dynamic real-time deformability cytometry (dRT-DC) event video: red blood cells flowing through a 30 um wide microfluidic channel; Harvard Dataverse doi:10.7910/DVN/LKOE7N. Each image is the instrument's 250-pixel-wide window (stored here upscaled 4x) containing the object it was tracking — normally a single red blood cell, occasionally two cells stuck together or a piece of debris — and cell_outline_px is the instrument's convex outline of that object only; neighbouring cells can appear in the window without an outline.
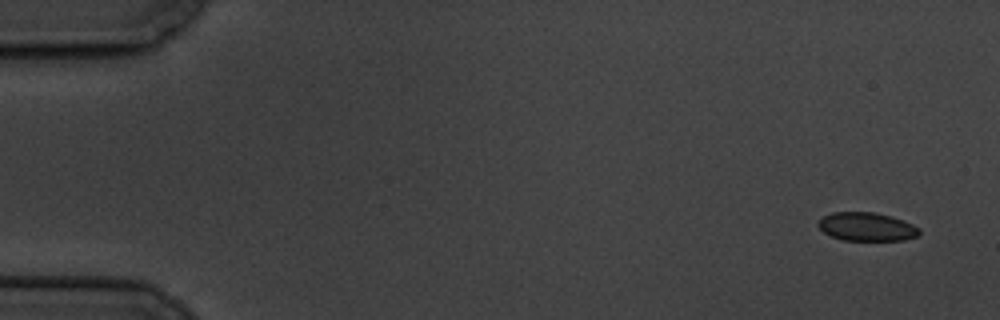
{"species": "common noctule bat (a hibernating species)", "species_latin": "Nyctalus noctula", "temperature_condition": "cold", "stored_images_in_passage": 6, "camera_frame_rate_fps": 3000, "um_per_image_px": 0.085, "animal": {"sex": "male", "body_mass_g": 19.5, "forearm_length_mm": 54.6}, "frame": {"image": 1, "passage_image": 1, "time_ms": 0.0, "image_size_px": [1000, 320], "cell_outline_px": [[920, 232], [916, 236], [904, 240], [844, 240], [832, 236], [824, 232], [816, 224], [824, 216], [832, 212], [876, 212], [892, 216], [904, 220], [920, 228]], "centroid_in_image_um": [73.69, 19.26], "position_along_channel_um": 11.3, "area_um2": 16.76}}
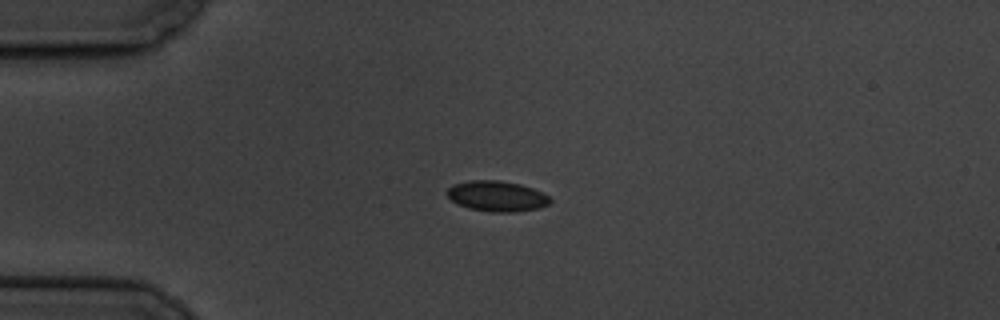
{"frame": {"image": 2, "passage_image": 4, "time_ms": 4.0, "image_size_px": [1000, 320], "cell_outline_px": [[552, 200], [548, 204], [540, 208], [516, 212], [492, 212], [468, 208], [456, 204], [444, 192], [452, 184], [468, 180], [500, 180], [520, 184], [532, 188], [548, 196]], "centroid_in_image_um": [42.19, 16.67], "position_along_channel_um": 42.8, "area_um2": 18.5}}
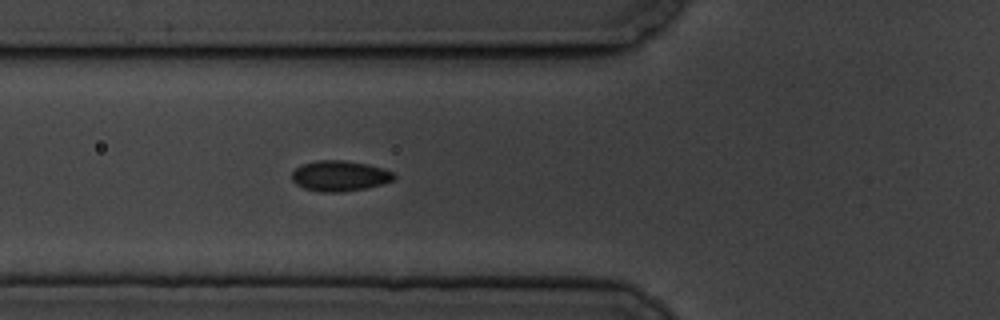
{"frame": {"image": 3, "passage_image": 6, "time_ms": 6.333, "image_size_px": [1000, 320], "cell_outline_px": [[396, 176], [392, 180], [380, 184], [364, 188], [340, 192], [320, 192], [304, 188], [296, 184], [292, 180], [292, 172], [300, 164], [316, 160], [344, 160], [368, 164], [384, 168], [392, 172]], "centroid_in_image_um": [28.84, 14.93], "position_along_channel_um": 97.0, "area_um2": 18.15}}